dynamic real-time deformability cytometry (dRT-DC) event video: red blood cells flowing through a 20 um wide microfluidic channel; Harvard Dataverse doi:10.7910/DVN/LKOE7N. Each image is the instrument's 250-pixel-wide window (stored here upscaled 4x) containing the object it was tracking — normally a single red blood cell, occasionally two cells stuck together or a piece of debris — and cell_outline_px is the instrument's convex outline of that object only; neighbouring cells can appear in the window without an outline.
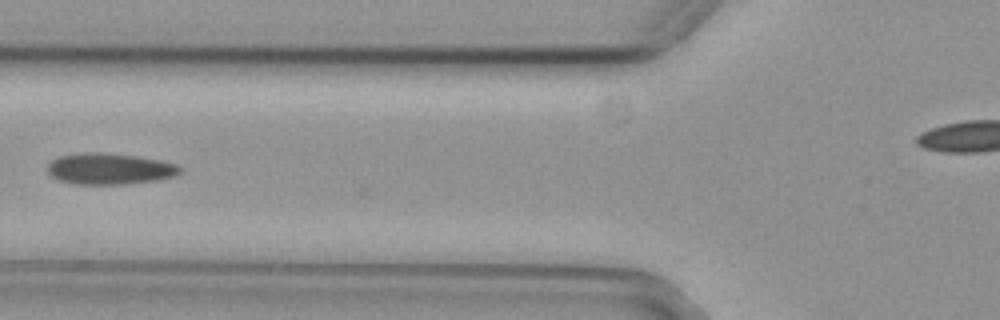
{"species": "common noctule bat (a hibernating species)", "species_latin": "Nyctalus noctula", "temperature_condition": "cold", "stored_images_in_passage": 25, "camera_frame_rate_fps": 3000, "um_per_image_px": 0.085, "animal": {"sex": "female", "body_mass_g": 29.2, "forearm_length_mm": 56.3}, "frame": {"image": 1, "passage_image": 2, "time_ms": 0.333, "image_size_px": [1000, 320], "cell_outline_px": [[180, 172], [176, 176], [160, 180], [124, 184], [76, 184], [60, 180], [52, 176], [48, 172], [48, 164], [52, 160], [60, 156], [84, 152], [104, 152], [136, 156], [160, 160], [176, 164], [180, 168]], "centroid_in_image_um": [9.34, 14.34], "position_along_channel_um": 116.5, "area_um2": 24.1}}
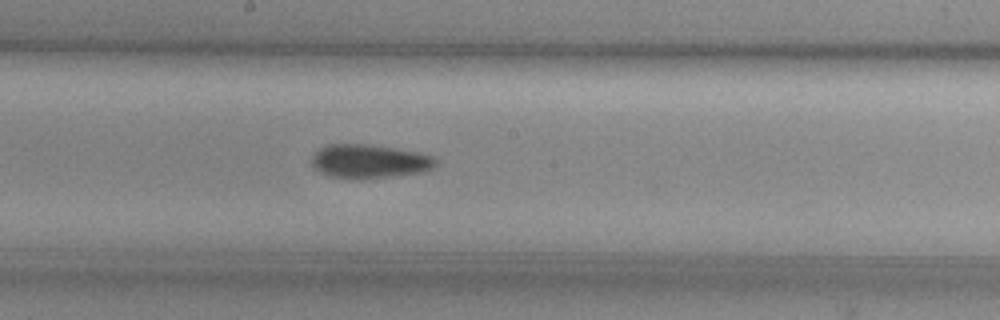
{"frame": {"image": 2, "passage_image": 10, "time_ms": 3.0, "image_size_px": [1000, 320], "cell_outline_px": [[436, 164], [432, 168], [424, 172], [388, 176], [348, 180], [328, 176], [312, 168], [312, 156], [320, 148], [328, 144], [368, 144], [416, 152], [432, 156], [436, 160]], "centroid_in_image_um": [31.33, 13.72], "position_along_channel_um": 216.9, "area_um2": 24.39}}
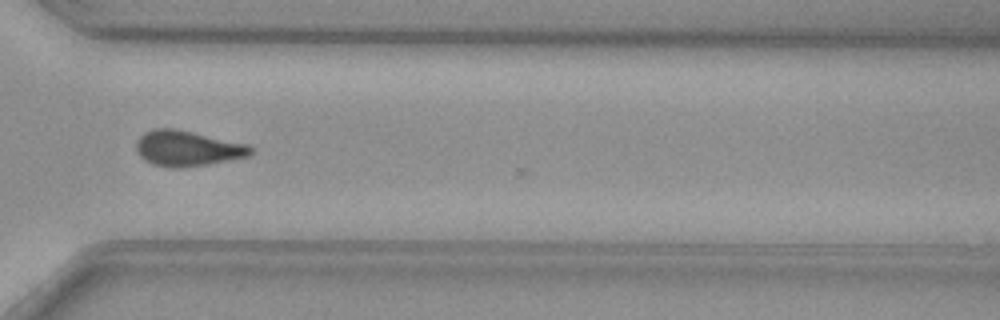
{"frame": {"image": 3, "passage_image": 21, "time_ms": 6.667, "image_size_px": [1000, 320], "cell_outline_px": [[256, 148], [248, 156], [208, 164], [184, 168], [172, 168], [152, 164], [144, 160], [136, 152], [136, 140], [144, 132], [152, 128], [176, 128], [248, 144]], "centroid_in_image_um": [15.91, 12.61], "position_along_channel_um": 354.7, "area_um2": 23.99}}